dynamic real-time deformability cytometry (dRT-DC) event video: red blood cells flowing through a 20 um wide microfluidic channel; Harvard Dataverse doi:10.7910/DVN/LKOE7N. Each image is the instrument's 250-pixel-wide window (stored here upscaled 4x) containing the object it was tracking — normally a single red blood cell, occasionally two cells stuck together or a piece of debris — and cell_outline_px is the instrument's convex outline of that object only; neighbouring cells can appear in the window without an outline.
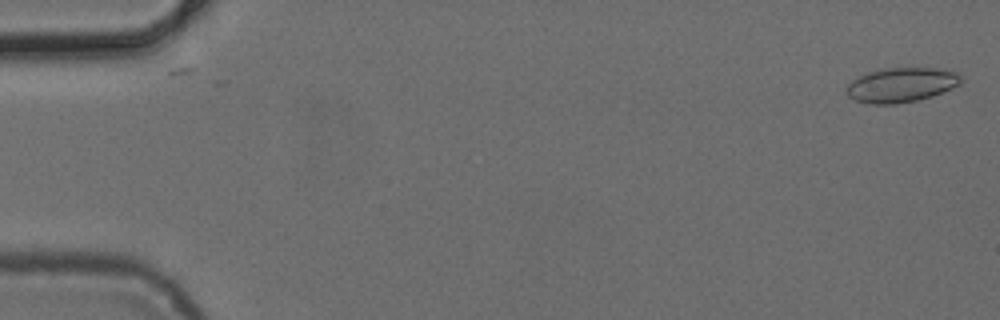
{"species": "common noctule bat (a hibernating species)", "species_latin": "Nyctalus noctula", "temperature_condition": "cold", "stored_images_in_passage": 5, "camera_frame_rate_fps": 3000, "um_per_image_px": 0.085, "animal": {"sex": "female", "body_mass_g": 24.6, "forearm_length_mm": 56.2}, "frame": {"image": 1, "passage_image": 1, "time_ms": 0.0, "image_size_px": [1000, 320], "cell_outline_px": [[964, 80], [960, 84], [952, 88], [932, 96], [916, 100], [896, 104], [872, 104], [856, 100], [848, 96], [844, 92], [844, 88], [852, 80], [868, 72], [884, 68], [936, 68], [956, 72], [964, 76]], "centroid_in_image_um": [76.61, 7.21], "position_along_channel_um": 8.4, "area_um2": 23.24}}